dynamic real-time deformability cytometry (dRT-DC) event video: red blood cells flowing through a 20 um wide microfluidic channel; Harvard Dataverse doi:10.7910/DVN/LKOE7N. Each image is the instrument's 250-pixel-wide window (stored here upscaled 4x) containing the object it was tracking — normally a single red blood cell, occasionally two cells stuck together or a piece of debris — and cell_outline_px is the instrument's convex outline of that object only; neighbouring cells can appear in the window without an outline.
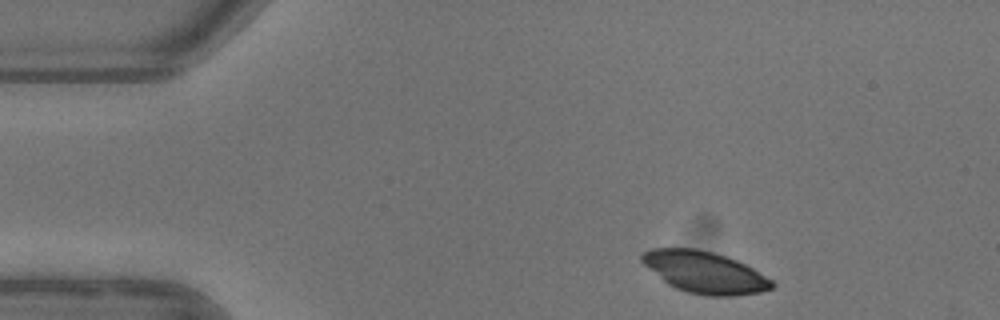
{"species": "common noctule bat (a hibernating species)", "species_latin": "Nyctalus noctula", "temperature_condition": "warm", "stored_images_in_passage": 2, "camera_frame_rate_fps": 3000, "um_per_image_px": 0.085, "animal": {"sex": "female"}, "frame": {"image": 1, "passage_image": 1, "time_ms": 0.0, "image_size_px": [1000, 320], "cell_outline_px": [[776, 284], [772, 288], [760, 292], [736, 296], [708, 296], [688, 292], [676, 288], [668, 284], [644, 264], [640, 260], [640, 256], [644, 252], [652, 248], [696, 248], [712, 252], [736, 260], [752, 268], [772, 280]], "centroid_in_image_um": [59.91, 23.15], "position_along_channel_um": 25.1, "area_um2": 31.33}}